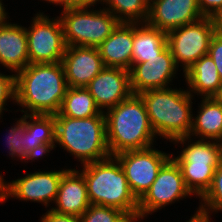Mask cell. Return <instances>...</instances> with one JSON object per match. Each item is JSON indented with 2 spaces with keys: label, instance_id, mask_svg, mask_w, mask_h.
<instances>
[{
  "label": "cell",
  "instance_id": "obj_1",
  "mask_svg": "<svg viewBox=\"0 0 222 222\" xmlns=\"http://www.w3.org/2000/svg\"><path fill=\"white\" fill-rule=\"evenodd\" d=\"M67 89L61 62L28 64L15 74V102L24 114L55 115Z\"/></svg>",
  "mask_w": 222,
  "mask_h": 222
},
{
  "label": "cell",
  "instance_id": "obj_2",
  "mask_svg": "<svg viewBox=\"0 0 222 222\" xmlns=\"http://www.w3.org/2000/svg\"><path fill=\"white\" fill-rule=\"evenodd\" d=\"M106 111L104 113L107 146L111 156L153 145L156 134L150 125L145 103L139 94H132Z\"/></svg>",
  "mask_w": 222,
  "mask_h": 222
},
{
  "label": "cell",
  "instance_id": "obj_3",
  "mask_svg": "<svg viewBox=\"0 0 222 222\" xmlns=\"http://www.w3.org/2000/svg\"><path fill=\"white\" fill-rule=\"evenodd\" d=\"M90 204L117 208L138 219V200L132 194L124 170L115 156L82 165Z\"/></svg>",
  "mask_w": 222,
  "mask_h": 222
},
{
  "label": "cell",
  "instance_id": "obj_4",
  "mask_svg": "<svg viewBox=\"0 0 222 222\" xmlns=\"http://www.w3.org/2000/svg\"><path fill=\"white\" fill-rule=\"evenodd\" d=\"M146 106L150 125L157 136L171 142L189 136L192 128V97L187 90L161 88L139 94Z\"/></svg>",
  "mask_w": 222,
  "mask_h": 222
},
{
  "label": "cell",
  "instance_id": "obj_5",
  "mask_svg": "<svg viewBox=\"0 0 222 222\" xmlns=\"http://www.w3.org/2000/svg\"><path fill=\"white\" fill-rule=\"evenodd\" d=\"M54 118L55 144L78 158L82 165L111 156L104 112L89 118H71L56 113Z\"/></svg>",
  "mask_w": 222,
  "mask_h": 222
},
{
  "label": "cell",
  "instance_id": "obj_6",
  "mask_svg": "<svg viewBox=\"0 0 222 222\" xmlns=\"http://www.w3.org/2000/svg\"><path fill=\"white\" fill-rule=\"evenodd\" d=\"M190 138L184 136L173 140L182 145L189 140L190 145L188 144L180 155L171 158L180 167L186 187L193 195L201 198L210 188L215 169L222 162V142L199 139L191 143Z\"/></svg>",
  "mask_w": 222,
  "mask_h": 222
},
{
  "label": "cell",
  "instance_id": "obj_7",
  "mask_svg": "<svg viewBox=\"0 0 222 222\" xmlns=\"http://www.w3.org/2000/svg\"><path fill=\"white\" fill-rule=\"evenodd\" d=\"M90 8L73 5L63 8L59 18L67 46L98 47L120 23L110 11Z\"/></svg>",
  "mask_w": 222,
  "mask_h": 222
},
{
  "label": "cell",
  "instance_id": "obj_8",
  "mask_svg": "<svg viewBox=\"0 0 222 222\" xmlns=\"http://www.w3.org/2000/svg\"><path fill=\"white\" fill-rule=\"evenodd\" d=\"M215 34L213 18L202 19L173 29L167 33V45L174 61L183 73L202 56L207 55L211 38Z\"/></svg>",
  "mask_w": 222,
  "mask_h": 222
},
{
  "label": "cell",
  "instance_id": "obj_9",
  "mask_svg": "<svg viewBox=\"0 0 222 222\" xmlns=\"http://www.w3.org/2000/svg\"><path fill=\"white\" fill-rule=\"evenodd\" d=\"M32 19L31 27H25L29 64L61 62L67 47L61 19L41 12Z\"/></svg>",
  "mask_w": 222,
  "mask_h": 222
},
{
  "label": "cell",
  "instance_id": "obj_10",
  "mask_svg": "<svg viewBox=\"0 0 222 222\" xmlns=\"http://www.w3.org/2000/svg\"><path fill=\"white\" fill-rule=\"evenodd\" d=\"M173 156L152 147L115 155L125 172L132 194L139 201L150 189L162 166Z\"/></svg>",
  "mask_w": 222,
  "mask_h": 222
},
{
  "label": "cell",
  "instance_id": "obj_11",
  "mask_svg": "<svg viewBox=\"0 0 222 222\" xmlns=\"http://www.w3.org/2000/svg\"><path fill=\"white\" fill-rule=\"evenodd\" d=\"M188 196L192 193L186 187L180 167L170 158L159 170L150 189L138 201V220Z\"/></svg>",
  "mask_w": 222,
  "mask_h": 222
},
{
  "label": "cell",
  "instance_id": "obj_12",
  "mask_svg": "<svg viewBox=\"0 0 222 222\" xmlns=\"http://www.w3.org/2000/svg\"><path fill=\"white\" fill-rule=\"evenodd\" d=\"M68 169L59 171H36L28 173L9 183L4 181L2 186V199L5 202L12 197L23 201L42 202L46 207L55 201L62 175ZM49 203V204H48Z\"/></svg>",
  "mask_w": 222,
  "mask_h": 222
},
{
  "label": "cell",
  "instance_id": "obj_13",
  "mask_svg": "<svg viewBox=\"0 0 222 222\" xmlns=\"http://www.w3.org/2000/svg\"><path fill=\"white\" fill-rule=\"evenodd\" d=\"M178 67L167 46L158 56L143 63H132L129 70L133 94L151 89L168 88Z\"/></svg>",
  "mask_w": 222,
  "mask_h": 222
},
{
  "label": "cell",
  "instance_id": "obj_14",
  "mask_svg": "<svg viewBox=\"0 0 222 222\" xmlns=\"http://www.w3.org/2000/svg\"><path fill=\"white\" fill-rule=\"evenodd\" d=\"M203 17L198 0H149L148 17L145 23L168 33Z\"/></svg>",
  "mask_w": 222,
  "mask_h": 222
},
{
  "label": "cell",
  "instance_id": "obj_15",
  "mask_svg": "<svg viewBox=\"0 0 222 222\" xmlns=\"http://www.w3.org/2000/svg\"><path fill=\"white\" fill-rule=\"evenodd\" d=\"M86 88L101 112H105L104 108L115 107L133 94L129 71L122 68L104 67Z\"/></svg>",
  "mask_w": 222,
  "mask_h": 222
},
{
  "label": "cell",
  "instance_id": "obj_16",
  "mask_svg": "<svg viewBox=\"0 0 222 222\" xmlns=\"http://www.w3.org/2000/svg\"><path fill=\"white\" fill-rule=\"evenodd\" d=\"M68 87H86L105 67L97 47L67 46L61 60Z\"/></svg>",
  "mask_w": 222,
  "mask_h": 222
},
{
  "label": "cell",
  "instance_id": "obj_17",
  "mask_svg": "<svg viewBox=\"0 0 222 222\" xmlns=\"http://www.w3.org/2000/svg\"><path fill=\"white\" fill-rule=\"evenodd\" d=\"M56 207L51 210L60 214L81 216L91 205L87 195V185L79 170L68 169L59 183L54 201Z\"/></svg>",
  "mask_w": 222,
  "mask_h": 222
},
{
  "label": "cell",
  "instance_id": "obj_18",
  "mask_svg": "<svg viewBox=\"0 0 222 222\" xmlns=\"http://www.w3.org/2000/svg\"><path fill=\"white\" fill-rule=\"evenodd\" d=\"M97 48L105 67L129 71L132 66L133 23H119Z\"/></svg>",
  "mask_w": 222,
  "mask_h": 222
},
{
  "label": "cell",
  "instance_id": "obj_19",
  "mask_svg": "<svg viewBox=\"0 0 222 222\" xmlns=\"http://www.w3.org/2000/svg\"><path fill=\"white\" fill-rule=\"evenodd\" d=\"M0 64L15 74L29 64L25 27L9 21L0 25Z\"/></svg>",
  "mask_w": 222,
  "mask_h": 222
},
{
  "label": "cell",
  "instance_id": "obj_20",
  "mask_svg": "<svg viewBox=\"0 0 222 222\" xmlns=\"http://www.w3.org/2000/svg\"><path fill=\"white\" fill-rule=\"evenodd\" d=\"M26 138V154L32 161L53 150L56 147L54 115L26 114Z\"/></svg>",
  "mask_w": 222,
  "mask_h": 222
},
{
  "label": "cell",
  "instance_id": "obj_21",
  "mask_svg": "<svg viewBox=\"0 0 222 222\" xmlns=\"http://www.w3.org/2000/svg\"><path fill=\"white\" fill-rule=\"evenodd\" d=\"M201 98L198 114L192 117L189 136L222 142V103L213 97Z\"/></svg>",
  "mask_w": 222,
  "mask_h": 222
},
{
  "label": "cell",
  "instance_id": "obj_22",
  "mask_svg": "<svg viewBox=\"0 0 222 222\" xmlns=\"http://www.w3.org/2000/svg\"><path fill=\"white\" fill-rule=\"evenodd\" d=\"M188 92L203 97H213L218 91L221 79L216 65L209 54L202 56L184 72ZM192 92V93H191Z\"/></svg>",
  "mask_w": 222,
  "mask_h": 222
},
{
  "label": "cell",
  "instance_id": "obj_23",
  "mask_svg": "<svg viewBox=\"0 0 222 222\" xmlns=\"http://www.w3.org/2000/svg\"><path fill=\"white\" fill-rule=\"evenodd\" d=\"M167 33L146 23H133L132 63H143L167 47Z\"/></svg>",
  "mask_w": 222,
  "mask_h": 222
},
{
  "label": "cell",
  "instance_id": "obj_24",
  "mask_svg": "<svg viewBox=\"0 0 222 222\" xmlns=\"http://www.w3.org/2000/svg\"><path fill=\"white\" fill-rule=\"evenodd\" d=\"M86 87H68L58 114L71 118H89L101 114Z\"/></svg>",
  "mask_w": 222,
  "mask_h": 222
},
{
  "label": "cell",
  "instance_id": "obj_25",
  "mask_svg": "<svg viewBox=\"0 0 222 222\" xmlns=\"http://www.w3.org/2000/svg\"><path fill=\"white\" fill-rule=\"evenodd\" d=\"M104 3L109 7L104 9L110 11L120 23H145L147 20L149 0H104L101 4Z\"/></svg>",
  "mask_w": 222,
  "mask_h": 222
},
{
  "label": "cell",
  "instance_id": "obj_26",
  "mask_svg": "<svg viewBox=\"0 0 222 222\" xmlns=\"http://www.w3.org/2000/svg\"><path fill=\"white\" fill-rule=\"evenodd\" d=\"M200 204L198 212L207 216L211 215L214 211H222V162L215 169L212 184L201 197Z\"/></svg>",
  "mask_w": 222,
  "mask_h": 222
},
{
  "label": "cell",
  "instance_id": "obj_27",
  "mask_svg": "<svg viewBox=\"0 0 222 222\" xmlns=\"http://www.w3.org/2000/svg\"><path fill=\"white\" fill-rule=\"evenodd\" d=\"M10 130H8V136L6 135L7 141L6 144L8 145V150L10 156L13 158L18 157L20 160L27 162V160H32L26 154V145H27V138H26V114H23L19 120H17L16 124L13 125Z\"/></svg>",
  "mask_w": 222,
  "mask_h": 222
},
{
  "label": "cell",
  "instance_id": "obj_28",
  "mask_svg": "<svg viewBox=\"0 0 222 222\" xmlns=\"http://www.w3.org/2000/svg\"><path fill=\"white\" fill-rule=\"evenodd\" d=\"M80 220L81 222H130L132 218L117 208L91 204L80 216Z\"/></svg>",
  "mask_w": 222,
  "mask_h": 222
},
{
  "label": "cell",
  "instance_id": "obj_29",
  "mask_svg": "<svg viewBox=\"0 0 222 222\" xmlns=\"http://www.w3.org/2000/svg\"><path fill=\"white\" fill-rule=\"evenodd\" d=\"M9 99H12L13 102L16 99L15 74L4 75L0 73V115L4 110H7L4 107Z\"/></svg>",
  "mask_w": 222,
  "mask_h": 222
},
{
  "label": "cell",
  "instance_id": "obj_30",
  "mask_svg": "<svg viewBox=\"0 0 222 222\" xmlns=\"http://www.w3.org/2000/svg\"><path fill=\"white\" fill-rule=\"evenodd\" d=\"M208 54L213 59L222 81V36L217 33L211 38Z\"/></svg>",
  "mask_w": 222,
  "mask_h": 222
},
{
  "label": "cell",
  "instance_id": "obj_31",
  "mask_svg": "<svg viewBox=\"0 0 222 222\" xmlns=\"http://www.w3.org/2000/svg\"><path fill=\"white\" fill-rule=\"evenodd\" d=\"M198 5L204 17H213L222 9V0H198Z\"/></svg>",
  "mask_w": 222,
  "mask_h": 222
},
{
  "label": "cell",
  "instance_id": "obj_32",
  "mask_svg": "<svg viewBox=\"0 0 222 222\" xmlns=\"http://www.w3.org/2000/svg\"><path fill=\"white\" fill-rule=\"evenodd\" d=\"M40 222H81L79 216L70 214H60L49 209L45 215L41 217Z\"/></svg>",
  "mask_w": 222,
  "mask_h": 222
},
{
  "label": "cell",
  "instance_id": "obj_33",
  "mask_svg": "<svg viewBox=\"0 0 222 222\" xmlns=\"http://www.w3.org/2000/svg\"><path fill=\"white\" fill-rule=\"evenodd\" d=\"M212 18L215 25V33L222 36V9Z\"/></svg>",
  "mask_w": 222,
  "mask_h": 222
},
{
  "label": "cell",
  "instance_id": "obj_34",
  "mask_svg": "<svg viewBox=\"0 0 222 222\" xmlns=\"http://www.w3.org/2000/svg\"><path fill=\"white\" fill-rule=\"evenodd\" d=\"M97 2H104V0H69L70 5L73 6H93Z\"/></svg>",
  "mask_w": 222,
  "mask_h": 222
},
{
  "label": "cell",
  "instance_id": "obj_35",
  "mask_svg": "<svg viewBox=\"0 0 222 222\" xmlns=\"http://www.w3.org/2000/svg\"><path fill=\"white\" fill-rule=\"evenodd\" d=\"M211 216L204 215L198 210L194 213V215L187 222H211Z\"/></svg>",
  "mask_w": 222,
  "mask_h": 222
},
{
  "label": "cell",
  "instance_id": "obj_36",
  "mask_svg": "<svg viewBox=\"0 0 222 222\" xmlns=\"http://www.w3.org/2000/svg\"><path fill=\"white\" fill-rule=\"evenodd\" d=\"M2 0H0V25H4V24H7L8 22L6 21L7 20V12L5 11V7L4 5L2 4Z\"/></svg>",
  "mask_w": 222,
  "mask_h": 222
},
{
  "label": "cell",
  "instance_id": "obj_37",
  "mask_svg": "<svg viewBox=\"0 0 222 222\" xmlns=\"http://www.w3.org/2000/svg\"><path fill=\"white\" fill-rule=\"evenodd\" d=\"M44 1H48L49 3H53L60 6L62 5L63 8L67 5H70L69 0H44Z\"/></svg>",
  "mask_w": 222,
  "mask_h": 222
},
{
  "label": "cell",
  "instance_id": "obj_38",
  "mask_svg": "<svg viewBox=\"0 0 222 222\" xmlns=\"http://www.w3.org/2000/svg\"><path fill=\"white\" fill-rule=\"evenodd\" d=\"M213 98L216 101L222 103V82H221V84H220V86L218 88V91L214 94Z\"/></svg>",
  "mask_w": 222,
  "mask_h": 222
},
{
  "label": "cell",
  "instance_id": "obj_39",
  "mask_svg": "<svg viewBox=\"0 0 222 222\" xmlns=\"http://www.w3.org/2000/svg\"><path fill=\"white\" fill-rule=\"evenodd\" d=\"M2 186H3V176H1V174H0V203L3 202V199H2Z\"/></svg>",
  "mask_w": 222,
  "mask_h": 222
},
{
  "label": "cell",
  "instance_id": "obj_40",
  "mask_svg": "<svg viewBox=\"0 0 222 222\" xmlns=\"http://www.w3.org/2000/svg\"><path fill=\"white\" fill-rule=\"evenodd\" d=\"M137 222L138 221V219H132L130 222Z\"/></svg>",
  "mask_w": 222,
  "mask_h": 222
}]
</instances>
